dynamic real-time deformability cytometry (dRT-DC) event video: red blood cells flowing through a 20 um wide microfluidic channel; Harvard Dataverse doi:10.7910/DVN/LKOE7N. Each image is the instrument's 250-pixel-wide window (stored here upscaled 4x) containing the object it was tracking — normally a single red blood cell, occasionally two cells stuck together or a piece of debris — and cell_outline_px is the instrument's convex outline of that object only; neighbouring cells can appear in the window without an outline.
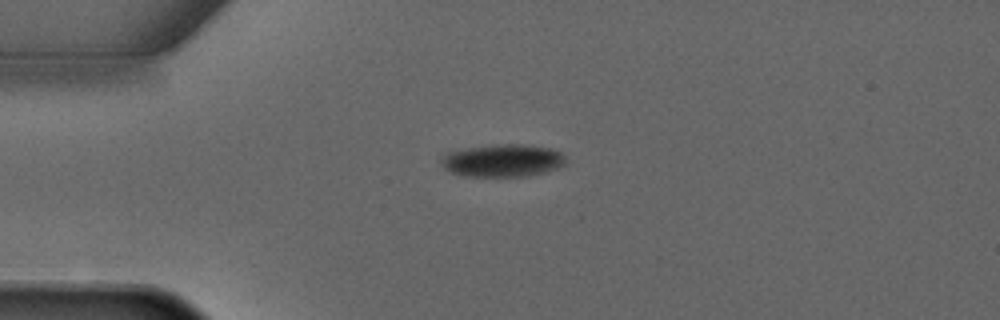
{"species": "common noctule bat (a hibernating species)", "species_latin": "Nyctalus noctula", "temperature_condition": "warm", "stored_images_in_passage": 2, "camera_frame_rate_fps": 3000, "um_per_image_px": 0.085, "animal": {"sex": "male", "forearm_length_mm": 52.5}, "frame": {"image": 1, "passage_image": 1, "time_ms": 0.0, "image_size_px": [1000, 320], "cell_outline_px": [[564, 164], [556, 168], [544, 172], [528, 176], [464, 176], [452, 172], [444, 168], [440, 164], [440, 160], [444, 152], [468, 148], [500, 144], [516, 144], [548, 148], [560, 152], [564, 156]], "centroid_in_image_um": [42.66, 13.65], "position_along_channel_um": 42.3, "area_um2": 23.41}}